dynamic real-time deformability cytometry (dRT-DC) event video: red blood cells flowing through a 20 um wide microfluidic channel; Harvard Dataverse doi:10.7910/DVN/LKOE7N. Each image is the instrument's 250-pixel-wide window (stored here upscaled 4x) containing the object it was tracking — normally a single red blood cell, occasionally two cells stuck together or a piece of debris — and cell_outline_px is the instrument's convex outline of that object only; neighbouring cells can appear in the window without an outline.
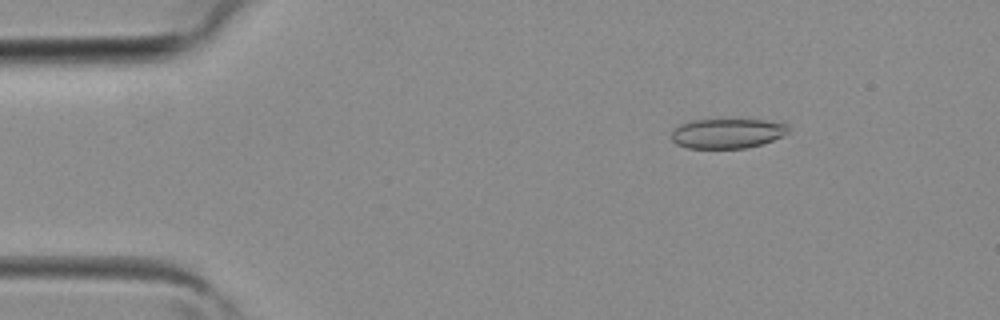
{"species": "common noctule bat (a hibernating species)", "species_latin": "Nyctalus noctula", "temperature_condition": "room temperature", "stored_images_in_passage": 38, "segment_of_instrument_passage": [1, 2], "camera_frame_rate_fps": 3000, "um_per_image_px": 0.085, "animal": {"sex": "female", "body_mass_g": 19.3, "forearm_length_mm": 54.1}, "frame": {"image": 1, "passage_image": 3, "time_ms": 0.667, "image_size_px": [1000, 320], "cell_outline_px": [[788, 132], [784, 136], [748, 148], [688, 148], [676, 144], [672, 140], [672, 128], [680, 124], [692, 120], [784, 120], [788, 124]], "centroid_in_image_um": [61.86, 11.32], "position_along_channel_um": 23.1, "area_um2": 20.58}}
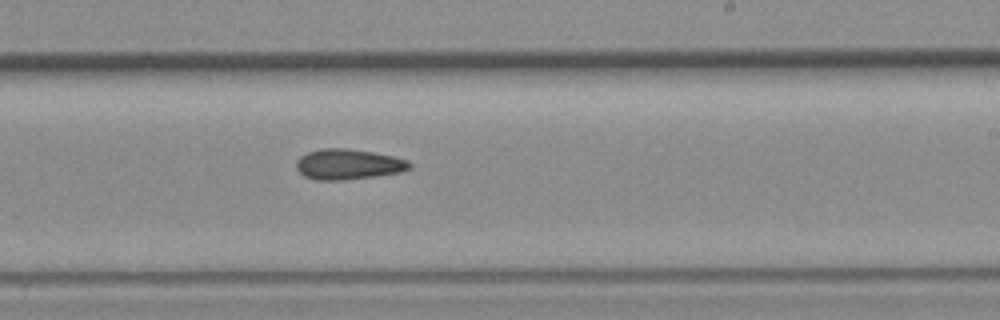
{"frame": {"image": 2, "passage_image": 21, "time_ms": 6.667, "image_size_px": [1000, 320], "cell_outline_px": [[412, 168], [400, 172], [344, 180], [316, 180], [304, 176], [296, 168], [296, 160], [300, 156], [308, 152], [320, 148], [344, 148], [372, 152], [392, 156], [408, 160], [412, 164]], "centroid_in_image_um": [29.58, 13.96], "position_along_channel_um": 259.4, "area_um2": 20.06}}
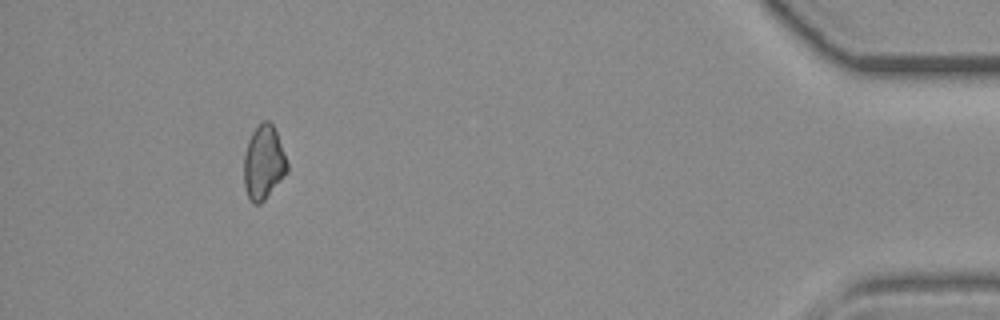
{"frame": {"image": 3, "passage_image": 34, "time_ms": 11.0, "image_size_px": [1000, 320], "cell_outline_px": [[288, 172], [264, 200], [260, 204], [252, 204], [248, 200], [244, 188], [244, 156], [248, 140], [252, 132], [264, 120], [268, 120], [272, 124], [276, 132], [288, 164]], "centroid_in_image_um": [22.39, 13.86], "position_along_channel_um": 412.8, "area_um2": 18.67}}